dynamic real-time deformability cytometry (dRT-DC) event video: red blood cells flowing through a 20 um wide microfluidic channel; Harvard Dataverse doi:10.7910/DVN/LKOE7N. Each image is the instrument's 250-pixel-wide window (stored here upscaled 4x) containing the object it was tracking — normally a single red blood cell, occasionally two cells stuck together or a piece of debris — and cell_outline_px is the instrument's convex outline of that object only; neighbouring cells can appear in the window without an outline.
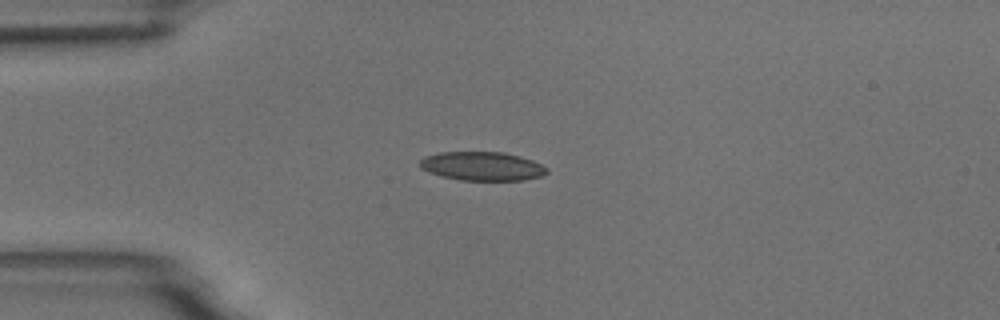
{"species": "common noctule bat (a hibernating species)", "species_latin": "Nyctalus noctula", "temperature_condition": "room temperature", "stored_images_in_passage": 8, "camera_frame_rate_fps": 3000, "um_per_image_px": 0.085, "animal": {"sex": "male", "body_mass_g": 18.8}, "frame": {"image": 1, "passage_image": 3, "time_ms": 3.0, "image_size_px": [1000, 320], "cell_outline_px": [[548, 172], [540, 176], [520, 180], [460, 180], [440, 176], [420, 168], [420, 160], [424, 156], [440, 152], [504, 152], [520, 156], [532, 160], [548, 168]], "centroid_in_image_um": [40.96, 14.12], "position_along_channel_um": 44.0, "area_um2": 21.27}}
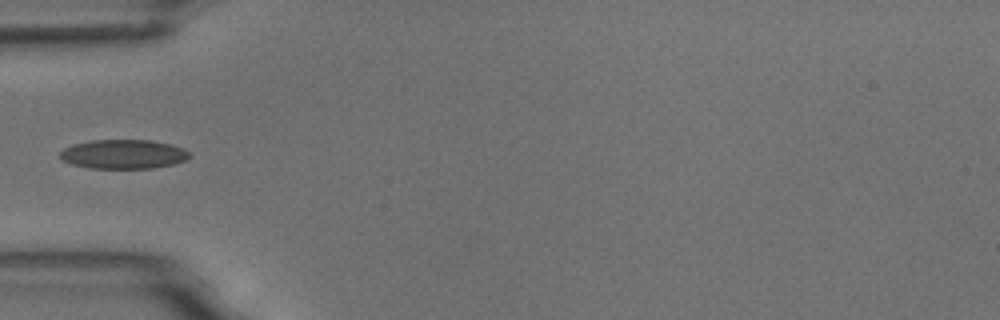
{"frame": {"image": 2, "passage_image": 4, "time_ms": 4.333, "image_size_px": [1000, 320], "cell_outline_px": [[192, 156], [184, 160], [172, 164], [152, 168], [88, 168], [72, 164], [64, 160], [60, 156], [60, 152], [64, 148], [72, 144], [92, 140], [152, 140], [172, 144], [184, 148]], "centroid_in_image_um": [10.5, 13.09], "position_along_channel_um": 74.5, "area_um2": 22.02}}